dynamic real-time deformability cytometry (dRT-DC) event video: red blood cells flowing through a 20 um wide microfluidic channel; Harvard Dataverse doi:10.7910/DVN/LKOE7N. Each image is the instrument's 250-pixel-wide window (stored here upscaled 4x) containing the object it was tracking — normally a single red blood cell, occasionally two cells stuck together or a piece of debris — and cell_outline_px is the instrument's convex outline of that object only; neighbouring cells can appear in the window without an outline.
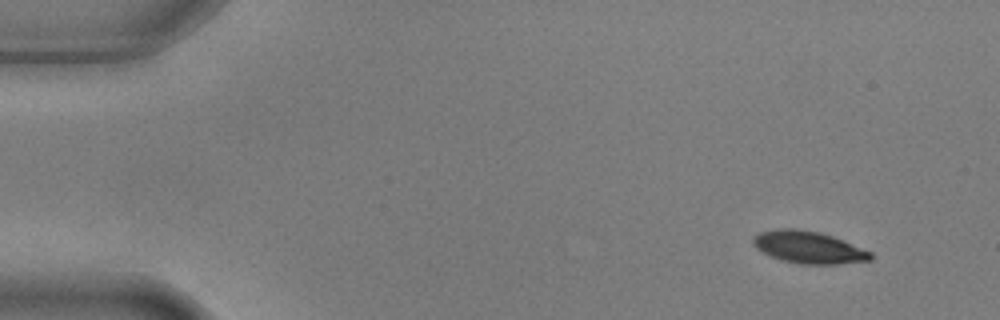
{"species": "common noctule bat (a hibernating species)", "species_latin": "Nyctalus noctula", "temperature_condition": "warm", "stored_images_in_passage": 6, "camera_frame_rate_fps": 3000, "um_per_image_px": 0.085, "animal": {"sex": "male", "body_mass_g": 17.9, "forearm_length_mm": 54.2}, "frame": {"image": 1, "passage_image": 1, "time_ms": 0.0, "image_size_px": [1000, 320], "cell_outline_px": [[872, 260], [836, 264], [800, 264], [784, 260], [772, 256], [756, 248], [752, 244], [752, 236], [760, 232], [780, 228], [796, 228], [820, 232], [832, 236], [872, 252]], "centroid_in_image_um": [68.71, 21.01], "position_along_channel_um": 16.3, "area_um2": 21.91}}
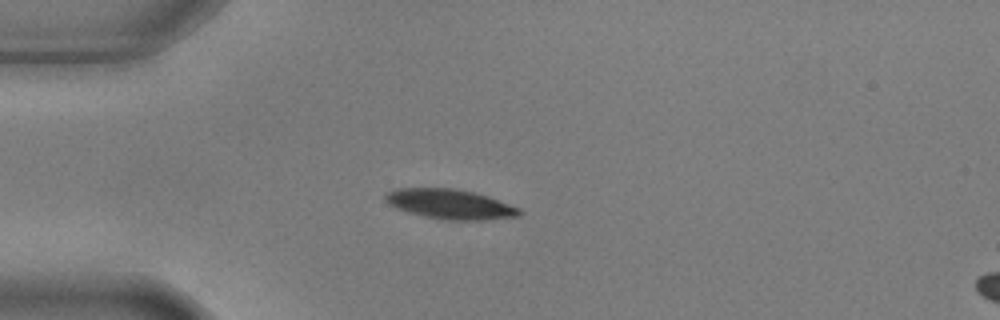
{"frame": {"image": 2, "passage_image": 4, "time_ms": 1.0, "image_size_px": [1000, 320], "cell_outline_px": [[524, 212], [520, 216], [484, 220], [444, 220], [424, 216], [408, 212], [396, 208], [388, 204], [384, 200], [384, 196], [388, 192], [396, 188], [452, 188], [472, 192], [488, 196], [520, 208]], "centroid_in_image_um": [38.26, 17.36], "position_along_channel_um": 46.7, "area_um2": 23.35}}
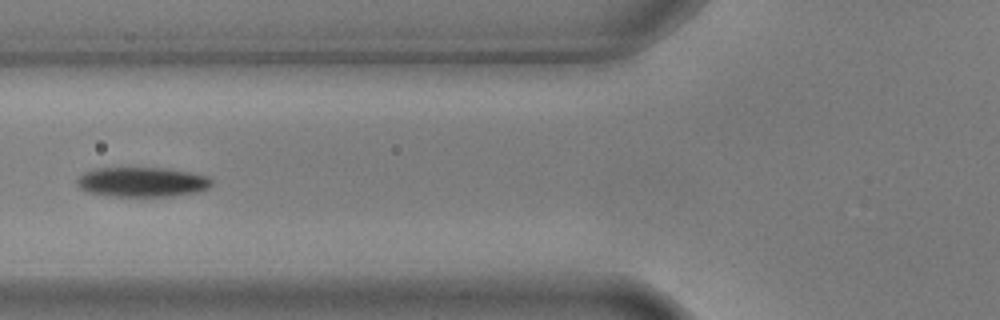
{"frame": {"image": 3, "passage_image": 6, "time_ms": 1.667, "image_size_px": [1000, 320], "cell_outline_px": [[212, 184], [208, 188], [196, 192], [172, 196], [108, 196], [84, 192], [76, 184], [76, 180], [84, 172], [96, 168], [168, 168], [208, 176], [212, 180]], "centroid_in_image_um": [12.04, 15.47], "position_along_channel_um": 113.8, "area_um2": 23.47}}